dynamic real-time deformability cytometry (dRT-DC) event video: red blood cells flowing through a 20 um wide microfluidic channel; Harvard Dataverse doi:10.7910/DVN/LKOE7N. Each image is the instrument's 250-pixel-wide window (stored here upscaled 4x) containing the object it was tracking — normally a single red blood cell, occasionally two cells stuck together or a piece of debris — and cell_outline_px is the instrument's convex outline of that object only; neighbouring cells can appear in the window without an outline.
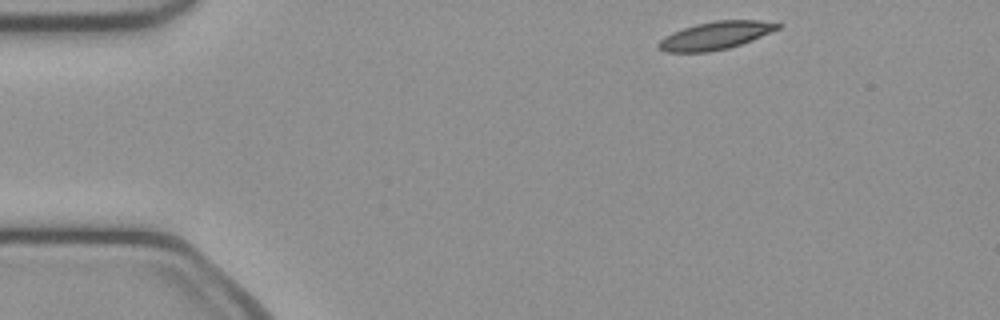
{"species": "common noctule bat (a hibernating species)", "species_latin": "Nyctalus noctula", "temperature_condition": "cold", "stored_images_in_passage": 8, "camera_frame_rate_fps": 3000, "um_per_image_px": 0.085, "animal": {"sex": "female", "body_mass_g": 21.9}, "frame": {"image": 1, "passage_image": 1, "time_ms": 0.0, "image_size_px": [1000, 320], "cell_outline_px": [[784, 24], [780, 28], [752, 40], [728, 48], [708, 52], [664, 52], [656, 44], [664, 36], [672, 32], [696, 24], [716, 20], [760, 20]], "centroid_in_image_um": [60.82, 3.01], "position_along_channel_um": 24.2, "area_um2": 19.31}}